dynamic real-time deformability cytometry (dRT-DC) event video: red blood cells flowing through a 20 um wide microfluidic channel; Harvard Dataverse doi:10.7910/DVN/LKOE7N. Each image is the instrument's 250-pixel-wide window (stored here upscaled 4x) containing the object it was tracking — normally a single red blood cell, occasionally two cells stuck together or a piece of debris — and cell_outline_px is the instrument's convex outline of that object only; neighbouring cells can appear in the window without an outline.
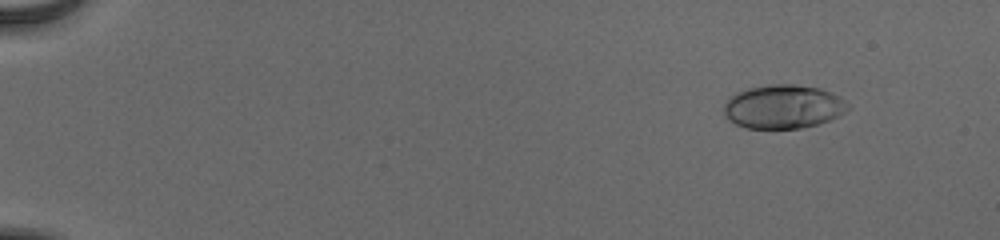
{"species": "human", "species_latin": "Homo sapiens", "temperature_condition": "cold", "stored_images_in_passage": 50, "camera_frame_rate_fps": 3000, "um_per_image_px": 0.085, "donor": {"sex": "male"}, "frame": {"image": 1, "passage_image": 1, "time_ms": 0.0, "image_size_px": [1000, 240], "cell_outline_px": [[848, 108], [844, 112], [820, 124], [804, 128], [744, 128], [728, 120], [724, 116], [724, 104], [736, 92], [748, 88], [768, 84], [796, 84], [820, 88], [832, 92], [840, 96], [848, 104]], "centroid_in_image_um": [66.56, 9.06], "position_along_channel_um": 18.4, "area_um2": 31.79}}
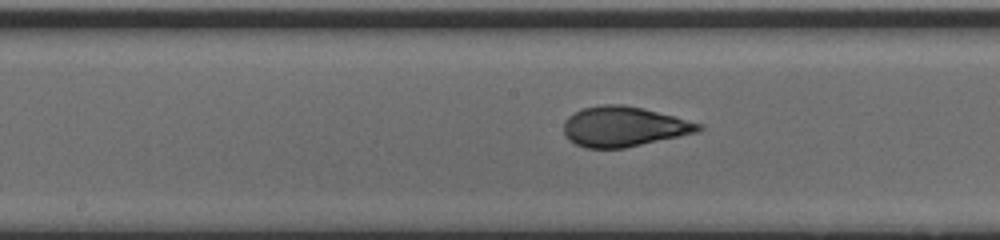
{"frame": {"image": 2, "passage_image": 26, "time_ms": 8.333, "image_size_px": [1000, 240], "cell_outline_px": [[704, 128], [696, 132], [624, 148], [584, 148], [568, 140], [564, 132], [564, 120], [568, 116], [584, 108], [600, 104], [624, 104], [644, 108], [676, 116], [704, 124]], "centroid_in_image_um": [53.02, 10.75], "position_along_channel_um": 195.2, "area_um2": 31.56}}
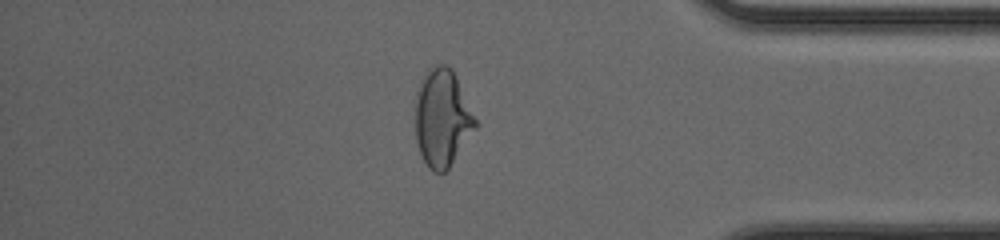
{"frame": {"image": 3, "passage_image": 43, "time_ms": 14.0, "image_size_px": [1000, 240], "cell_outline_px": [[476, 128], [448, 168], [444, 172], [432, 172], [428, 168], [420, 152], [416, 140], [416, 92], [420, 80], [428, 68], [436, 64], [448, 64], [452, 68], [456, 76], [476, 120]], "centroid_in_image_um": [37.57, 9.99], "position_along_channel_um": 397.6, "area_um2": 33.87}, "authors_computed_cell_mechanics": {"area_um2": 31.1831, "velocity_mm_per_s": 3.9007, "shape_relaxation_time_tau1_ms": 7.4571, "shape_relaxation_time_tau2_ms": null, "deformation_change_tau1": 0.2355, "deformation_change_tau2": null}}